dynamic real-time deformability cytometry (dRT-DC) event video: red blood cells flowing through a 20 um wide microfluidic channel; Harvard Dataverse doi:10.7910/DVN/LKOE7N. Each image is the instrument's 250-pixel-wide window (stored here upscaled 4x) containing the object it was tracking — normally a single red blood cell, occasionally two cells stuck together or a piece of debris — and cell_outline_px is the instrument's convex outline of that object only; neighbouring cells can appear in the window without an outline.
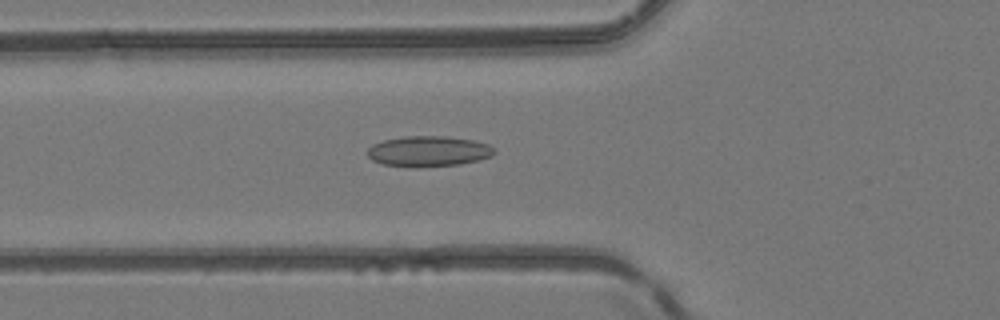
{"species": "common noctule bat (a hibernating species)", "species_latin": "Nyctalus noctula", "temperature_condition": "room temperature", "stored_images_in_passage": 51, "camera_frame_rate_fps": 3000, "um_per_image_px": 0.085, "animal": {"sex": "female", "body_mass_g": 24.6, "forearm_length_mm": 56.2}, "frame": {"image": 1, "passage_image": 19, "time_ms": 6.0, "image_size_px": [1000, 320], "cell_outline_px": [[496, 152], [492, 156], [480, 160], [460, 164], [416, 168], [384, 164], [372, 160], [368, 156], [368, 148], [372, 144], [384, 140], [404, 136], [448, 136], [472, 140], [488, 144], [496, 148]], "centroid_in_image_um": [36.45, 12.86], "position_along_channel_um": 89.3, "area_um2": 22.83}}
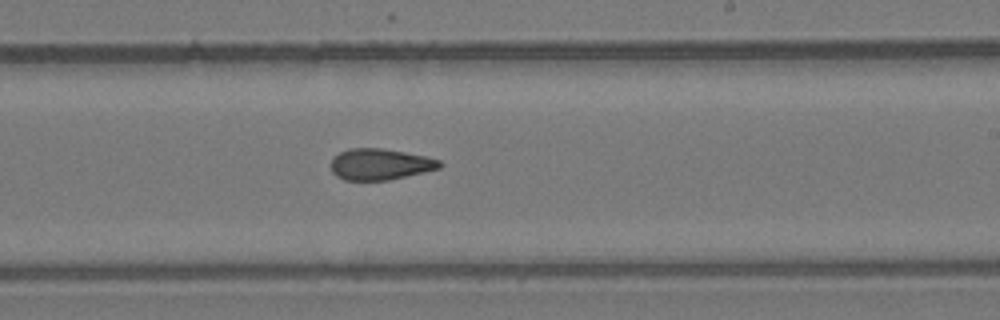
{"frame": {"image": 2, "passage_image": 31, "time_ms": 10.0, "image_size_px": [1000, 320], "cell_outline_px": [[444, 164], [440, 168], [424, 172], [388, 180], [344, 180], [336, 176], [332, 172], [332, 156], [348, 148], [380, 148], [404, 152], [424, 156], [440, 160]], "centroid_in_image_um": [32.29, 13.96], "position_along_channel_um": 256.7, "area_um2": 19.77}}
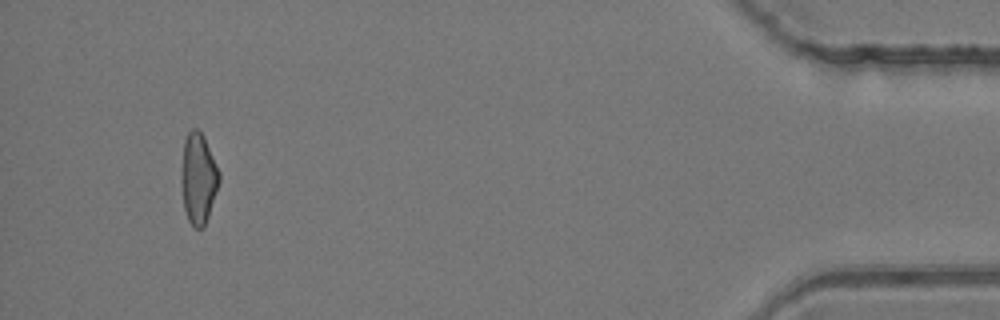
{"frame": {"image": 3, "passage_image": 48, "time_ms": 15.667, "image_size_px": [1000, 320], "cell_outline_px": [[220, 180], [204, 228], [192, 228], [188, 220], [184, 208], [180, 184], [180, 180], [184, 140], [188, 132], [192, 128], [196, 128], [204, 136], [220, 172]], "centroid_in_image_um": [16.84, 15.18], "position_along_channel_um": 418.4, "area_um2": 20.23}, "authors_computed_cell_mechanics": {"area_um2": 20.6924, "velocity_mm_per_s": 4.162, "shape_relaxation_time_tau1_ms": null, "shape_relaxation_time_tau2_ms": 2.3743, "deformation_change_tau1": null, "deformation_change_tau2": 0.1097}}